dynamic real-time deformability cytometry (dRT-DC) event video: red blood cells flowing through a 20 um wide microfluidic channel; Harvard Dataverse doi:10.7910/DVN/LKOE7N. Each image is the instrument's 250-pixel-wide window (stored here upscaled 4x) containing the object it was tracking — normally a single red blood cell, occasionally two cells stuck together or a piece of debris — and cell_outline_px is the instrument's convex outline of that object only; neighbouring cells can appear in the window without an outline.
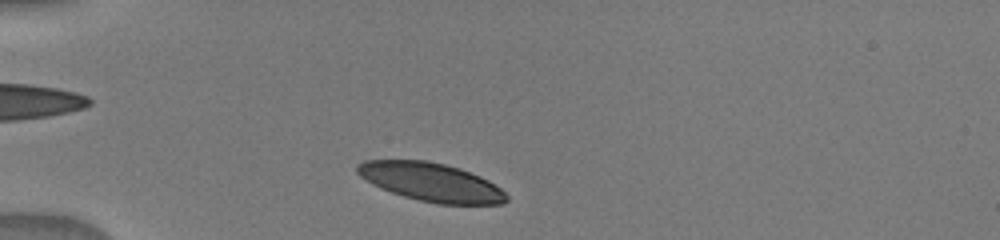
{"species": "human", "species_latin": "Homo sapiens", "temperature_condition": "warm", "stored_images_in_passage": 38, "camera_frame_rate_fps": 3000, "um_per_image_px": 0.085, "donor": {"sex": "male"}, "frame": {"image": 1, "passage_image": 2, "time_ms": 0.333, "image_size_px": [1000, 240], "cell_outline_px": [[508, 200], [504, 204], [436, 204], [404, 196], [380, 188], [372, 184], [360, 176], [356, 172], [356, 164], [364, 160], [428, 160], [460, 168], [480, 176], [488, 180], [500, 188], [508, 196]], "centroid_in_image_um": [36.63, 15.47], "position_along_channel_um": 48.4, "area_um2": 33.52}}
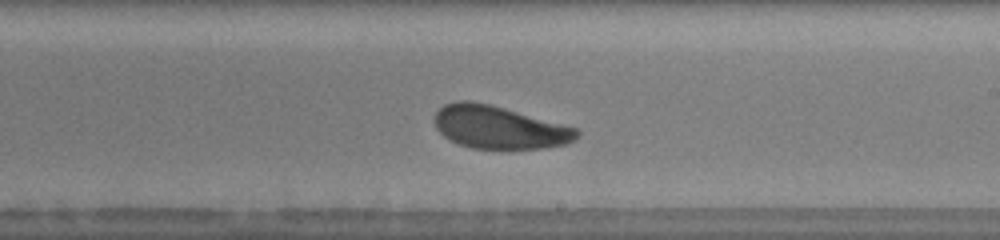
{"frame": {"image": 2, "passage_image": 19, "time_ms": 6.0, "image_size_px": [1000, 240], "cell_outline_px": [[580, 136], [576, 140], [568, 144], [544, 148], [472, 148], [448, 140], [436, 128], [432, 120], [436, 112], [444, 104], [456, 100], [472, 100], [504, 108], [576, 128], [580, 132]], "centroid_in_image_um": [42.4, 10.82], "position_along_channel_um": 246.6, "area_um2": 35.49}}
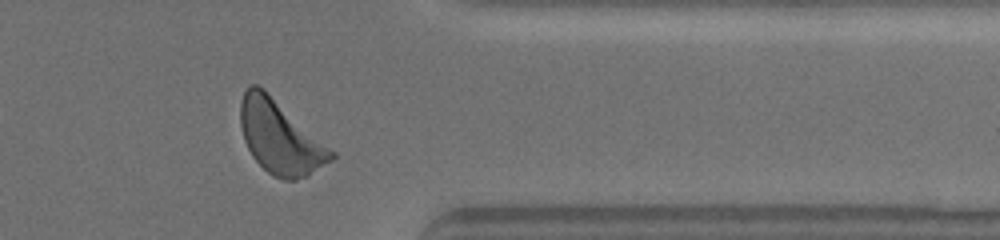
{"frame": {"image": 3, "passage_image": 30, "time_ms": 9.667, "image_size_px": [1000, 240], "cell_outline_px": [[336, 156], [332, 160], [308, 176], [296, 180], [284, 180], [272, 176], [252, 156], [244, 140], [240, 124], [240, 104], [244, 92], [252, 84], [256, 84], [264, 88], [336, 152]], "centroid_in_image_um": [23.82, 11.68], "position_along_channel_um": 387.6, "area_um2": 38.78}}